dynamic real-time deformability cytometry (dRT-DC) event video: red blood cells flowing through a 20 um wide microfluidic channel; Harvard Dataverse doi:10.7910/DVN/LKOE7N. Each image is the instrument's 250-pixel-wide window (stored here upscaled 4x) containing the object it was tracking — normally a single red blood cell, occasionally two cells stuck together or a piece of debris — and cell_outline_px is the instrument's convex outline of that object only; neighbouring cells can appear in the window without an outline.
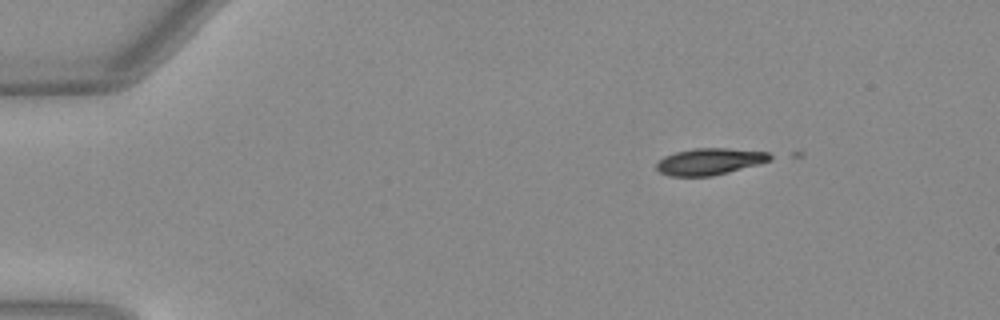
{"species": "Egyptian fruit bat (a non-hibernating species)", "species_latin": "Rousettus aegyptiacus", "temperature_condition": "warm", "stored_images_in_passage": 2, "camera_frame_rate_fps": 3000, "um_per_image_px": 0.085, "animal": {"sex": "female"}, "frame": {"image": 1, "passage_image": 1, "time_ms": 0.0, "image_size_px": [1000, 320], "cell_outline_px": [[776, 156], [772, 160], [728, 172], [712, 176], [668, 176], [660, 172], [656, 168], [656, 164], [664, 156], [676, 152], [696, 148], [728, 148], [768, 152]], "centroid_in_image_um": [60.35, 13.72], "position_along_channel_um": 24.7, "area_um2": 17.63}}